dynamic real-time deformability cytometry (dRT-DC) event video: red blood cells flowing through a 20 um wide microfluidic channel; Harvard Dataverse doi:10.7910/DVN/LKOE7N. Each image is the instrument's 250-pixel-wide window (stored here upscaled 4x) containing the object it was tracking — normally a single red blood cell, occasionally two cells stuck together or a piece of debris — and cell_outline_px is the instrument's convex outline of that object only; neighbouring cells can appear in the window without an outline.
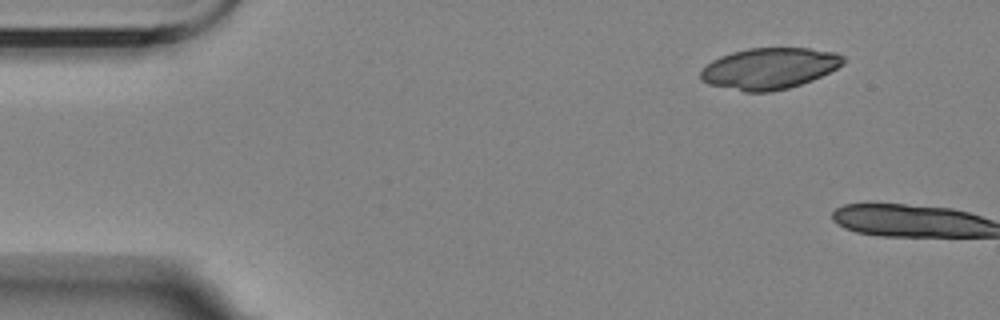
{"species": "Egyptian fruit bat (a non-hibernating species)", "species_latin": "Rousettus aegyptiacus", "temperature_condition": "room temperature", "stored_images_in_passage": 2, "camera_frame_rate_fps": 3000, "um_per_image_px": 0.085, "animal": {"sex": "female"}, "frame": {"image": 1, "passage_image": 1, "time_ms": 0.0, "image_size_px": [1000, 320], "cell_outline_px": [[844, 64], [812, 80], [788, 88], [768, 92], [744, 92], [708, 84], [700, 80], [700, 72], [712, 60], [720, 56], [732, 52], [748, 48], [808, 48], [836, 52], [844, 56]], "centroid_in_image_um": [65.38, 5.82], "position_along_channel_um": 19.6, "area_um2": 34.22}}